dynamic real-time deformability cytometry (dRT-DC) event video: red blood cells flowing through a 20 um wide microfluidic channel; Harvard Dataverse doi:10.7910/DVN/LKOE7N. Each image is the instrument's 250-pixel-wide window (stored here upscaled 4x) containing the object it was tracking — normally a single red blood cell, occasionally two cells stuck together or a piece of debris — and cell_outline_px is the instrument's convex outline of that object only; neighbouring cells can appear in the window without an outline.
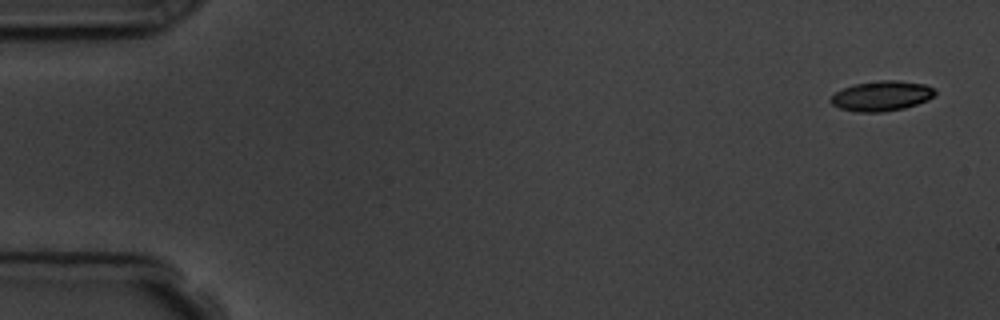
{"species": "common noctule bat (a hibernating species)", "species_latin": "Nyctalus noctula", "temperature_condition": "room temperature", "stored_images_in_passage": 4, "segment_of_instrument_passage": [2, 2], "camera_frame_rate_fps": 3000, "um_per_image_px": 0.085, "animal": {"sex": "male", "body_mass_g": 19.5, "forearm_length_mm": 54.6}, "frame": {"image": 1, "passage_image": 4, "time_ms": 4.333, "image_size_px": [1000, 320], "cell_outline_px": [[936, 92], [928, 100], [904, 108], [880, 112], [856, 112], [840, 108], [832, 104], [828, 100], [836, 92], [844, 88], [856, 84], [880, 80], [896, 80], [924, 84], [936, 88]], "centroid_in_image_um": [74.94, 8.15], "position_along_channel_um": 10.1, "area_um2": 18.15}}